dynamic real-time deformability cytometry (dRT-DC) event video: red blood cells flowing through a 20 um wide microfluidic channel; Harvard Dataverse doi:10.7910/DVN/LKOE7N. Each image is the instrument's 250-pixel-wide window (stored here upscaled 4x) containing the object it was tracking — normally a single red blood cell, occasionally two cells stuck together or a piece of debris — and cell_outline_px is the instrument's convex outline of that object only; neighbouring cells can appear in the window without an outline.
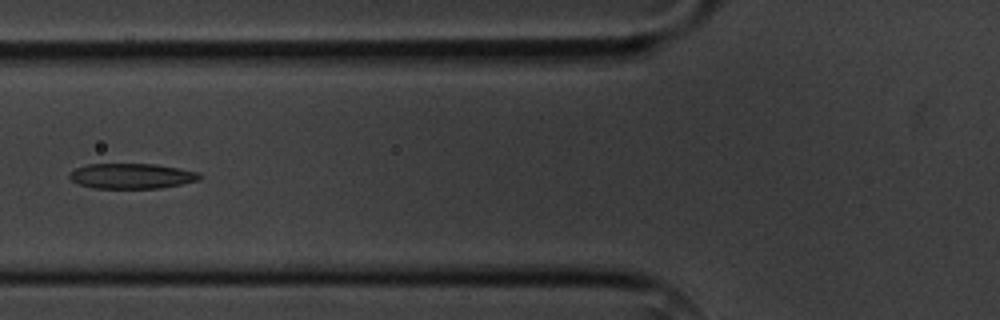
{"species": "common noctule bat (a hibernating species)", "species_latin": "Nyctalus noctula", "temperature_condition": "cold", "stored_images_in_passage": 7, "camera_frame_rate_fps": 3000, "um_per_image_px": 0.085, "animal": {"sex": "male", "body_mass_g": 20.1, "forearm_length_mm": 53.5}, "frame": {"image": 1, "passage_image": 5, "time_ms": 5.667, "image_size_px": [1000, 320], "cell_outline_px": [[200, 180], [160, 188], [92, 188], [76, 184], [68, 176], [76, 168], [88, 164], [156, 164], [196, 172], [200, 176]], "centroid_in_image_um": [11.14, 14.97], "position_along_channel_um": 114.7, "area_um2": 18.96}}
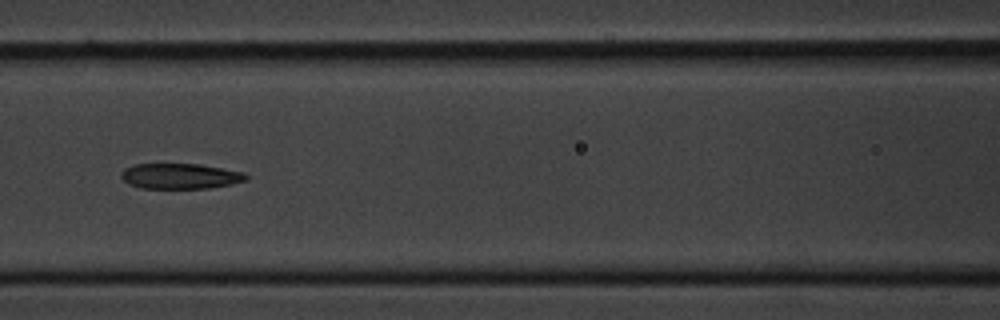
{"frame": {"image": 2, "passage_image": 6, "time_ms": 6.667, "image_size_px": [1000, 320], "cell_outline_px": [[248, 180], [232, 184], [208, 188], [140, 188], [128, 184], [120, 176], [120, 172], [124, 168], [136, 164], [200, 164], [244, 172], [248, 176]], "centroid_in_image_um": [15.31, 14.97], "position_along_channel_um": 151.3, "area_um2": 18.61}}
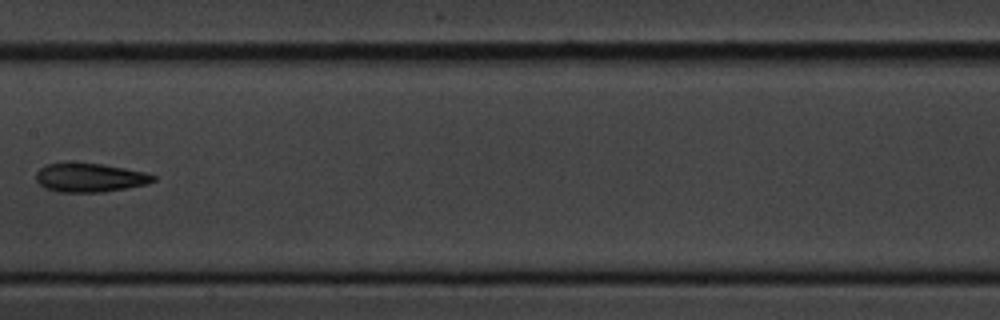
{"frame": {"image": 3, "passage_image": 7, "time_ms": 8.0, "image_size_px": [1000, 320], "cell_outline_px": [[156, 180], [148, 184], [104, 192], [60, 192], [44, 188], [36, 180], [36, 172], [40, 168], [48, 164], [100, 164], [124, 168], [144, 172], [156, 176]], "centroid_in_image_um": [7.66, 15.12], "position_along_channel_um": 199.7, "area_um2": 19.36}}